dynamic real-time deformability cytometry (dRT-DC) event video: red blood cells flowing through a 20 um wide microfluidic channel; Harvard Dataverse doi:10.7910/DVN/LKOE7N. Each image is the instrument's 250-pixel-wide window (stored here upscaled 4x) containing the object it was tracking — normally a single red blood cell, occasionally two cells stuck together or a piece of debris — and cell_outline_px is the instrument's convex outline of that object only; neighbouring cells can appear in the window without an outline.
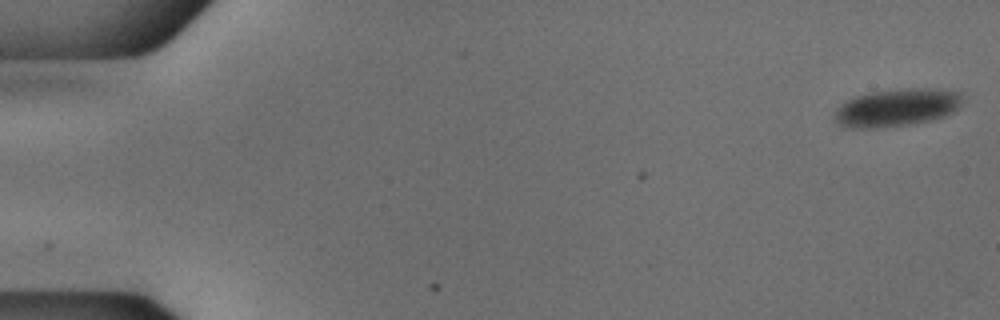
{"species": "common noctule bat (a hibernating species)", "species_latin": "Nyctalus noctula", "temperature_condition": "cold", "stored_images_in_passage": 53, "camera_frame_rate_fps": 3000, "um_per_image_px": 0.085, "animal": {"sex": "male", "body_mass_g": 18.8}, "frame": {"image": 1, "passage_image": 1, "time_ms": 0.0, "image_size_px": [1000, 320], "cell_outline_px": [[964, 100], [960, 108], [944, 116], [932, 120], [908, 124], [876, 128], [848, 128], [840, 124], [832, 116], [836, 108], [840, 104], [856, 96], [872, 92], [908, 88], [936, 88], [960, 92], [964, 96]], "centroid_in_image_um": [76.27, 9.14], "position_along_channel_um": 8.7, "area_um2": 28.32}}
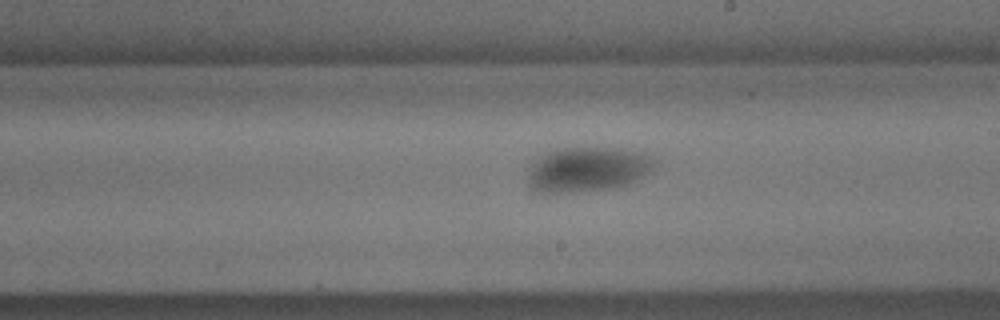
{"frame": {"image": 2, "passage_image": 31, "time_ms": 10.0, "image_size_px": [1000, 320], "cell_outline_px": [[656, 164], [648, 172], [632, 184], [608, 188], [572, 192], [544, 192], [532, 188], [528, 184], [528, 168], [540, 156], [548, 152], [560, 148], [624, 148], [644, 152], [656, 160]], "centroid_in_image_um": [49.98, 14.38], "position_along_channel_um": 239.0, "area_um2": 33.06}}
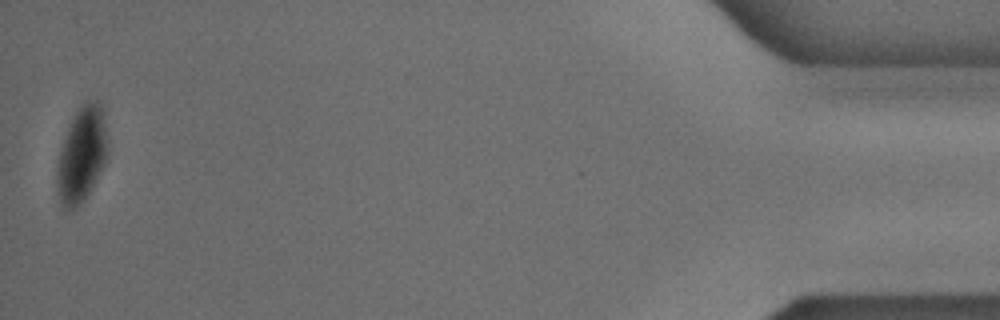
{"frame": {"image": 3, "passage_image": 53, "time_ms": 17.333, "image_size_px": [1000, 320], "cell_outline_px": [[108, 156], [104, 164], [84, 200], [72, 212], [60, 208], [56, 192], [56, 172], [60, 152], [68, 124], [80, 104], [88, 100], [96, 100], [104, 108], [108, 140]], "centroid_in_image_um": [6.94, 13.15], "position_along_channel_um": 428.3, "area_um2": 28.96}}